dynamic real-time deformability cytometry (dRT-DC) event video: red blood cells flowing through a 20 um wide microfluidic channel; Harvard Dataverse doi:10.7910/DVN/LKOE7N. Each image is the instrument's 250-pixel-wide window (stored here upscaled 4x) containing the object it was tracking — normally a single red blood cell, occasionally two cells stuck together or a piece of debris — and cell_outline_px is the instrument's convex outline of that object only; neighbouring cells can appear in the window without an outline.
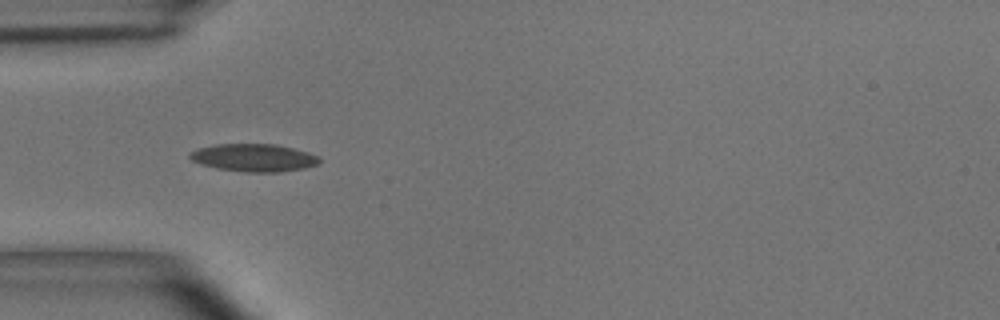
{"species": "common noctule bat (a hibernating species)", "species_latin": "Nyctalus noctula", "temperature_condition": "room temperature", "stored_images_in_passage": 39, "camera_frame_rate_fps": 3000, "um_per_image_px": 0.085, "animal": {"sex": "male", "body_mass_g": 15.6}, "frame": {"image": 1, "passage_image": 1, "time_ms": 0.0, "image_size_px": [1000, 320], "cell_outline_px": [[320, 160], [316, 164], [304, 168], [276, 172], [248, 172], [216, 168], [200, 164], [192, 160], [188, 156], [196, 148], [216, 144], [276, 144], [308, 152], [316, 156]], "centroid_in_image_um": [21.53, 13.4], "position_along_channel_um": 63.5, "area_um2": 20.69}}
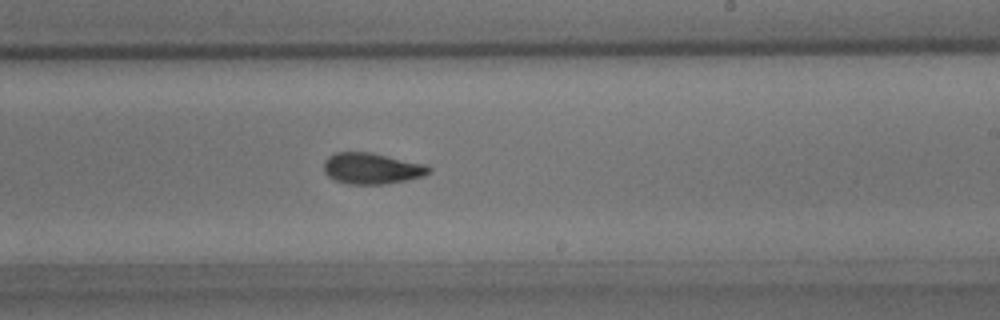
{"frame": {"image": 2, "passage_image": 17, "time_ms": 5.333, "image_size_px": [1000, 320], "cell_outline_px": [[432, 172], [424, 176], [408, 180], [384, 184], [348, 184], [336, 180], [328, 176], [324, 172], [324, 160], [328, 156], [336, 152], [372, 152], [428, 164], [432, 168]], "centroid_in_image_um": [31.66, 14.31], "position_along_channel_um": 257.3, "area_um2": 19.42}}
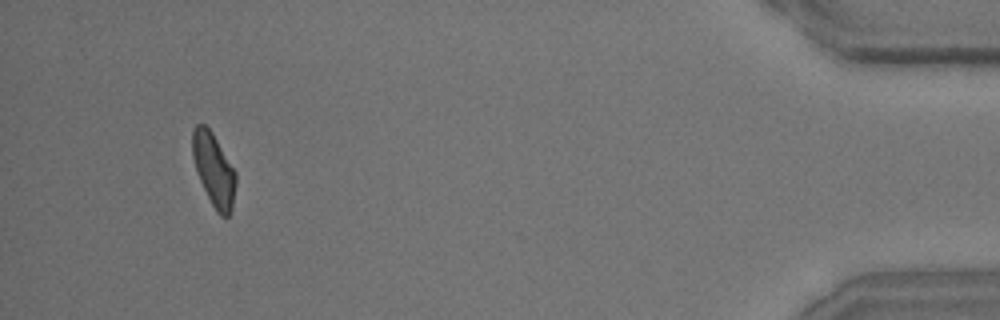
{"frame": {"image": 3, "passage_image": 36, "time_ms": 11.667, "image_size_px": [1000, 320], "cell_outline_px": [[236, 184], [232, 208], [228, 216], [220, 216], [216, 212], [196, 172], [192, 156], [192, 128], [196, 124], [204, 124], [212, 132], [236, 172]], "centroid_in_image_um": [18.16, 14.41], "position_along_channel_um": 417.0, "area_um2": 18.38}, "authors_computed_cell_mechanics": {"area_um2": 19.074, "velocity_mm_per_s": 3.6363, "shape_relaxation_time_tau1_ms": 4.6664, "shape_relaxation_time_tau2_ms": 2.1854, "deformation_change_tau1": 0.1536, "deformation_change_tau2": 0.0853}}